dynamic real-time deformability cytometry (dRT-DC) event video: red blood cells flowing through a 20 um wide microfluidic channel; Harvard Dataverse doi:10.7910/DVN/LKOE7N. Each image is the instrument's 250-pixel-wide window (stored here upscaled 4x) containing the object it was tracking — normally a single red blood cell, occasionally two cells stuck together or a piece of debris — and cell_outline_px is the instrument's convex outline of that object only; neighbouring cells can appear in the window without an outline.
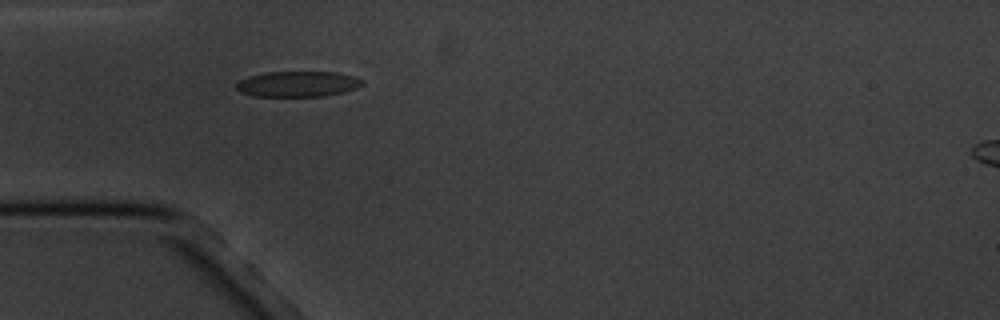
{"species": "common noctule bat (a hibernating species)", "species_latin": "Nyctalus noctula", "temperature_condition": "cold", "stored_images_in_passage": 7, "camera_frame_rate_fps": 3000, "um_per_image_px": 0.085, "animal": {"sex": "male", "body_mass_g": 20.1, "forearm_length_mm": 53.5}, "frame": {"image": 1, "passage_image": 6, "time_ms": 7.0, "image_size_px": [1000, 320], "cell_outline_px": [[364, 84], [356, 88], [344, 92], [324, 96], [252, 96], [240, 92], [236, 88], [236, 84], [240, 80], [248, 76], [264, 72], [336, 72], [352, 76], [364, 80]], "centroid_in_image_um": [25.3, 7.14], "position_along_channel_um": 59.7, "area_um2": 18.84}}
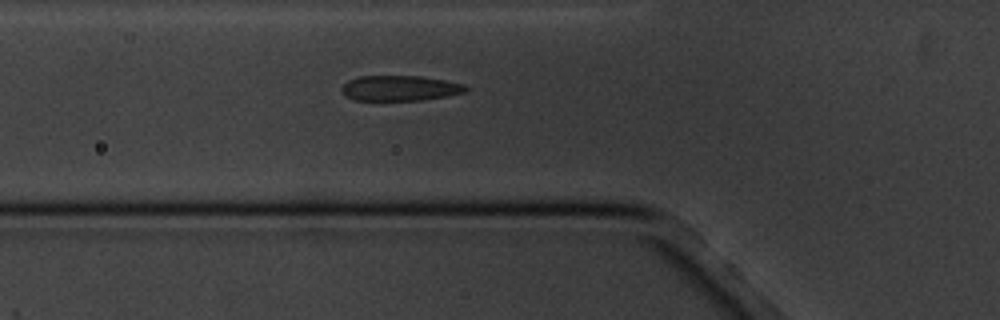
{"frame": {"image": 2, "passage_image": 7, "time_ms": 8.0, "image_size_px": [1000, 320], "cell_outline_px": [[468, 92], [448, 96], [424, 100], [356, 100], [344, 96], [340, 88], [348, 80], [360, 76], [420, 76], [444, 80], [464, 84], [468, 88]], "centroid_in_image_um": [34.01, 7.5], "position_along_channel_um": 91.8, "area_um2": 18.44}}